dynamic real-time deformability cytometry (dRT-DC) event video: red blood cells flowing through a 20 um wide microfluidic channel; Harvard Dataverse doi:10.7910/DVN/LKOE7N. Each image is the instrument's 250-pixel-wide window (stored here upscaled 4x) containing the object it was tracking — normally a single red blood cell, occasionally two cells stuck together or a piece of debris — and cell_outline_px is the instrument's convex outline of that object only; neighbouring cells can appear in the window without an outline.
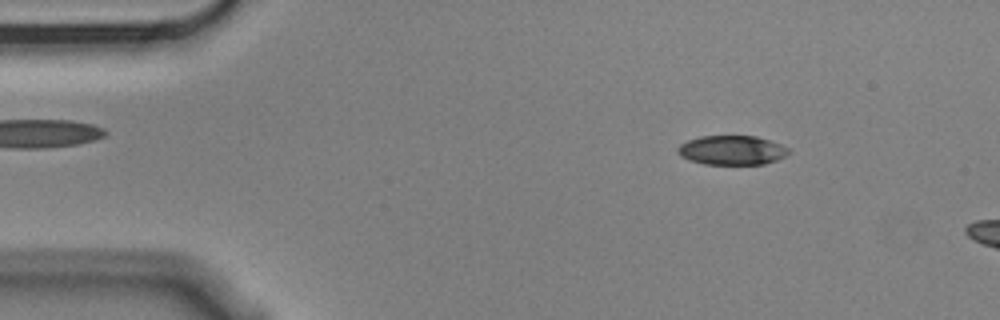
{"species": "Egyptian fruit bat (a non-hibernating species)", "species_latin": "Rousettus aegyptiacus", "temperature_condition": "cold", "stored_images_in_passage": 5, "camera_frame_rate_fps": 3000, "um_per_image_px": 0.085, "animal": {"sex": "male"}, "frame": {"image": 1, "passage_image": 2, "time_ms": 0.333, "image_size_px": [1000, 320], "cell_outline_px": [[788, 152], [784, 156], [776, 160], [764, 164], [704, 164], [688, 160], [680, 156], [676, 152], [676, 148], [680, 144], [688, 140], [700, 136], [756, 136], [780, 144], [788, 148]], "centroid_in_image_um": [62.15, 12.77], "position_along_channel_um": 22.9, "area_um2": 18.9}}